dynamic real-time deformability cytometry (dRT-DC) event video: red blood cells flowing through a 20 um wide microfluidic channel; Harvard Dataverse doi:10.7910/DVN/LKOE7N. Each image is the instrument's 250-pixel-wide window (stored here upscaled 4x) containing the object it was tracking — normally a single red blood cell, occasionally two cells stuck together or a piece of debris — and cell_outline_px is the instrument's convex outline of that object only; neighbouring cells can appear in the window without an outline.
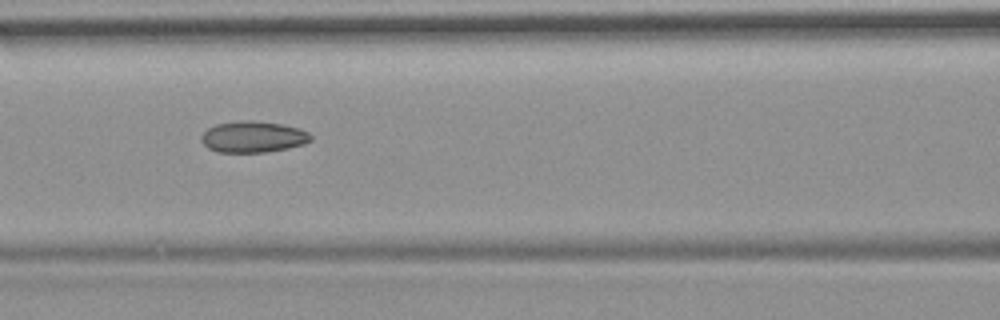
{"species": "common noctule bat (a hibernating species)", "species_latin": "Nyctalus noctula", "temperature_condition": "room temperature", "stored_images_in_passage": 10, "camera_frame_rate_fps": 3000, "um_per_image_px": 0.085, "animal": {"sex": "female", "body_mass_g": 19.9}, "frame": {"image": 1, "passage_image": 6, "time_ms": 7.0, "image_size_px": [1000, 320], "cell_outline_px": [[312, 140], [304, 144], [288, 148], [264, 152], [220, 152], [208, 148], [200, 140], [200, 136], [208, 128], [216, 124], [240, 120], [252, 120], [280, 124], [296, 128], [308, 132], [312, 136]], "centroid_in_image_um": [21.49, 11.63], "position_along_channel_um": 145.1, "area_um2": 19.88}}
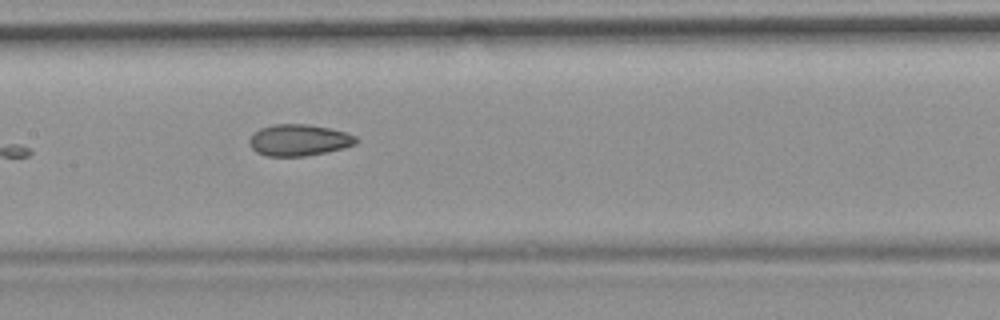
{"frame": {"image": 2, "passage_image": 7, "time_ms": 8.0, "image_size_px": [1000, 320], "cell_outline_px": [[356, 144], [344, 148], [328, 152], [304, 156], [268, 156], [256, 152], [252, 148], [248, 140], [260, 128], [276, 124], [308, 124], [348, 132], [356, 136]], "centroid_in_image_um": [25.43, 11.91], "position_along_channel_um": 182.0, "area_um2": 19.54}}